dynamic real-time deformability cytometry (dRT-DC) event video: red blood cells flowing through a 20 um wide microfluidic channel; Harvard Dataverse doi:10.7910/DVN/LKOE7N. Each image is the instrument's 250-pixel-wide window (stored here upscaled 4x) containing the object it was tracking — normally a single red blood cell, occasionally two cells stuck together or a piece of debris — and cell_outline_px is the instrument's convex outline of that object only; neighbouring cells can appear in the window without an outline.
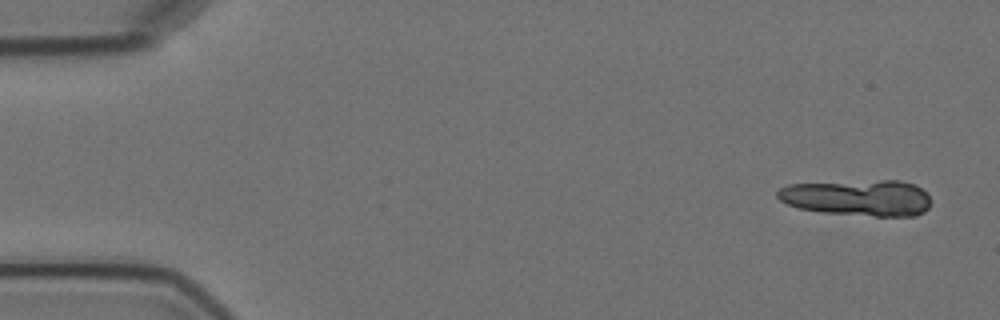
{"species": "Egyptian fruit bat (a non-hibernating species)", "species_latin": "Rousettus aegyptiacus", "temperature_condition": "cold", "stored_images_in_passage": 5, "segment_of_instrument_passage": [1, 2], "camera_frame_rate_fps": 3000, "um_per_image_px": 0.085, "animal": {"sex": "female"}, "frame": {"image": 1, "passage_image": 1, "time_ms": 0.0, "image_size_px": [1000, 320], "cell_outline_px": [[928, 208], [924, 212], [916, 216], [876, 216], [820, 212], [796, 208], [780, 200], [776, 196], [776, 192], [780, 188], [788, 184], [880, 180], [900, 180], [916, 184], [928, 196]], "centroid_in_image_um": [72.89, 16.81], "position_along_channel_um": 12.1, "area_um2": 32.43}}